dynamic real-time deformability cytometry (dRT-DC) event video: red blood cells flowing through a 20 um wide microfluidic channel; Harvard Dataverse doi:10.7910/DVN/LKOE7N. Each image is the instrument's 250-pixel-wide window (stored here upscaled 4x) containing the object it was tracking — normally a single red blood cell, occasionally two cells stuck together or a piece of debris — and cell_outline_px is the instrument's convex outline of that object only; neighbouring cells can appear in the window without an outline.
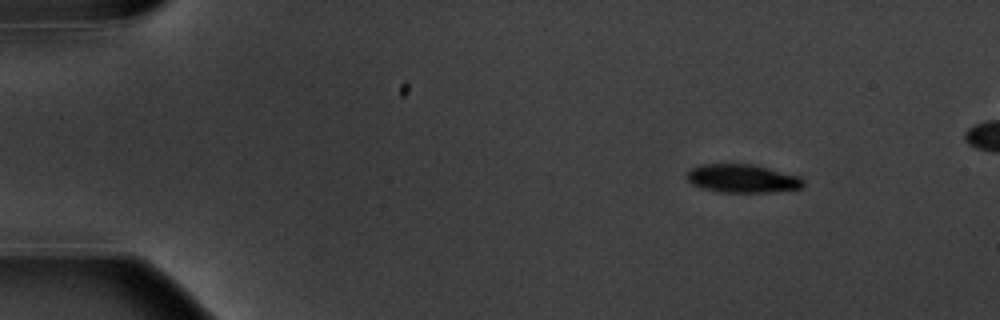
{"species": "common noctule bat (a hibernating species)", "species_latin": "Nyctalus noctula", "temperature_condition": "warm", "stored_images_in_passage": 6, "camera_frame_rate_fps": 3000, "um_per_image_px": 0.085, "animal": {"sex": "male", "body_mass_g": 20.1, "forearm_length_mm": 53.5}, "frame": {"image": 1, "passage_image": 2, "time_ms": 1.333, "image_size_px": [1000, 320], "cell_outline_px": [[804, 184], [800, 188], [772, 192], [720, 192], [704, 188], [692, 184], [688, 180], [688, 172], [692, 168], [700, 164], [752, 164], [800, 176], [804, 180]], "centroid_in_image_um": [63.13, 15.17], "position_along_channel_um": 21.9, "area_um2": 19.07}}